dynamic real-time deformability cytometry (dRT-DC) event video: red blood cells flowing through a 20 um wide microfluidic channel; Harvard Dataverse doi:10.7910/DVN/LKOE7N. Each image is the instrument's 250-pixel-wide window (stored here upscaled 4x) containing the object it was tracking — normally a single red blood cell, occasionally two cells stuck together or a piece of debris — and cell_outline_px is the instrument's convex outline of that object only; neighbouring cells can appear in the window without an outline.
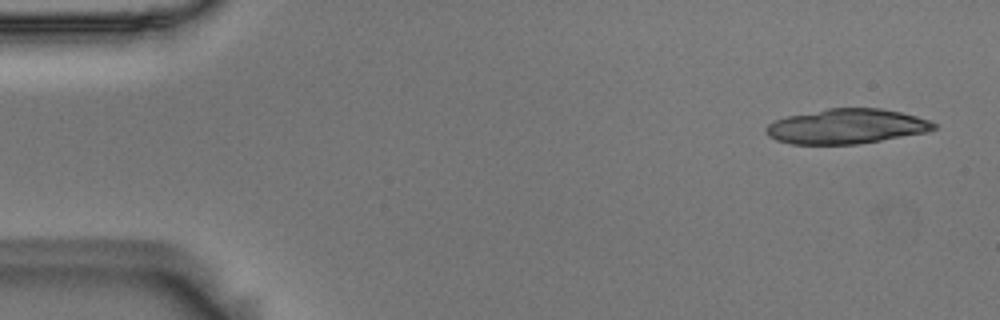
{"species": "Egyptian fruit bat (a non-hibernating species)", "species_latin": "Rousettus aegyptiacus", "temperature_condition": "room temperature", "stored_images_in_passage": 6, "camera_frame_rate_fps": 3000, "um_per_image_px": 0.085, "animal": {"sex": "male"}, "frame": {"image": 1, "passage_image": 1, "time_ms": 0.0, "image_size_px": [1000, 320], "cell_outline_px": [[936, 128], [928, 132], [856, 144], [792, 144], [776, 140], [768, 136], [764, 128], [768, 124], [776, 120], [788, 116], [828, 108], [880, 108], [900, 112], [916, 116], [928, 120], [936, 124]], "centroid_in_image_um": [71.94, 10.74], "position_along_channel_um": 13.1, "area_um2": 33.87}}
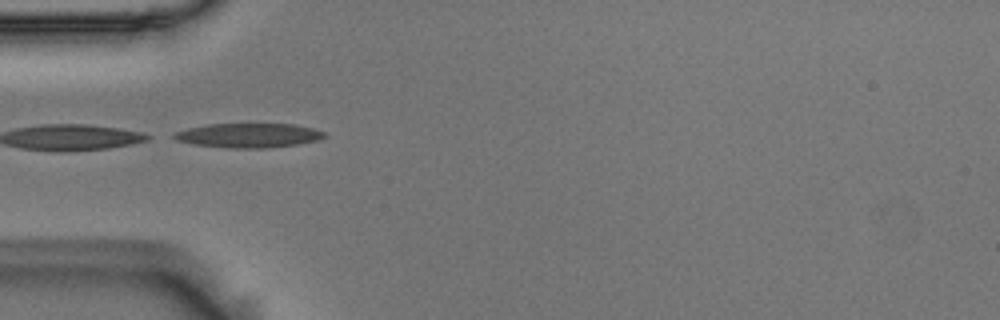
{"frame": {"image": 2, "passage_image": 5, "time_ms": 1.333, "image_size_px": [1000, 320], "cell_outline_px": [[328, 136], [316, 140], [296, 144], [264, 148], [228, 148], [192, 144], [176, 140], [168, 136], [176, 132], [188, 128], [208, 124], [296, 124], [312, 128], [324, 132]], "centroid_in_image_um": [21.08, 11.51], "position_along_channel_um": 63.9, "area_um2": 21.33}}
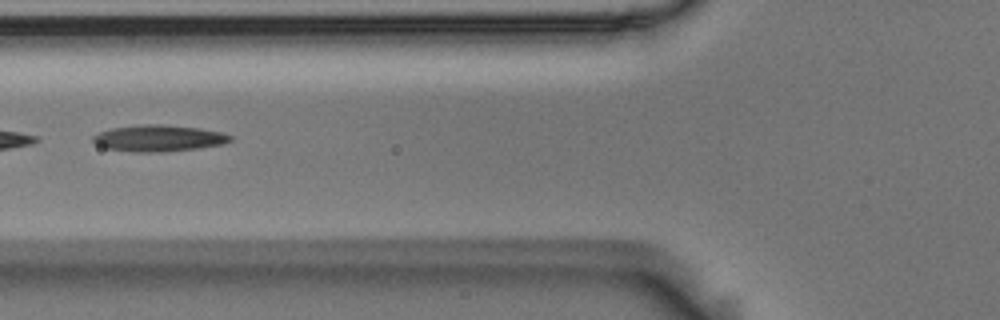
{"frame": {"image": 3, "passage_image": 6, "time_ms": 1.667, "image_size_px": [1000, 320], "cell_outline_px": [[232, 140], [224, 144], [196, 148], [160, 152], [132, 152], [104, 148], [96, 144], [92, 140], [92, 136], [100, 132], [112, 128], [144, 124], [164, 124], [200, 128], [220, 132], [232, 136]], "centroid_in_image_um": [13.47, 11.75], "position_along_channel_um": 112.3, "area_um2": 21.15}}